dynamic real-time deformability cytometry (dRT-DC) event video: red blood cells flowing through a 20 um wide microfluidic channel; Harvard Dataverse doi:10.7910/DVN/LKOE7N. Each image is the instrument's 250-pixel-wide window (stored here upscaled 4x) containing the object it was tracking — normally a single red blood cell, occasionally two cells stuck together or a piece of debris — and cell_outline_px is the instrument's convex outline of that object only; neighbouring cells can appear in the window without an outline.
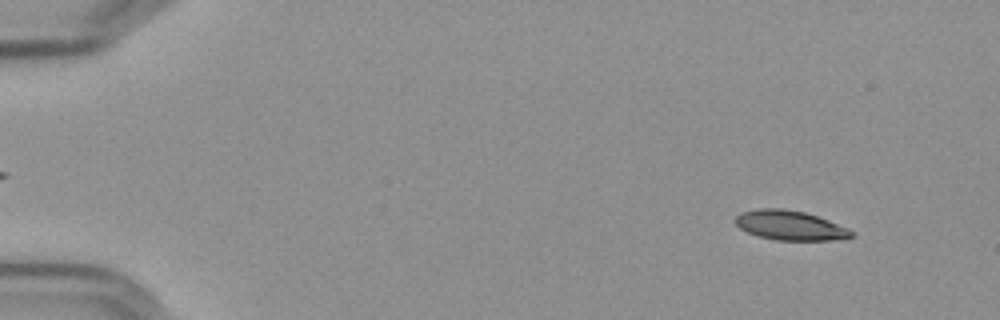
{"species": "Egyptian fruit bat (a non-hibernating species)", "species_latin": "Rousettus aegyptiacus", "temperature_condition": "cold", "stored_images_in_passage": 54, "camera_frame_rate_fps": 3000, "um_per_image_px": 0.085, "frame": {"image": 1, "passage_image": 6, "time_ms": 1.667, "image_size_px": [1000, 320], "cell_outline_px": [[852, 236], [828, 240], [776, 240], [760, 236], [748, 232], [740, 228], [736, 224], [736, 216], [744, 212], [760, 208], [784, 208], [804, 212], [828, 220], [848, 228], [852, 232]], "centroid_in_image_um": [67.13, 19.15], "position_along_channel_um": 17.9, "area_um2": 19.54}}
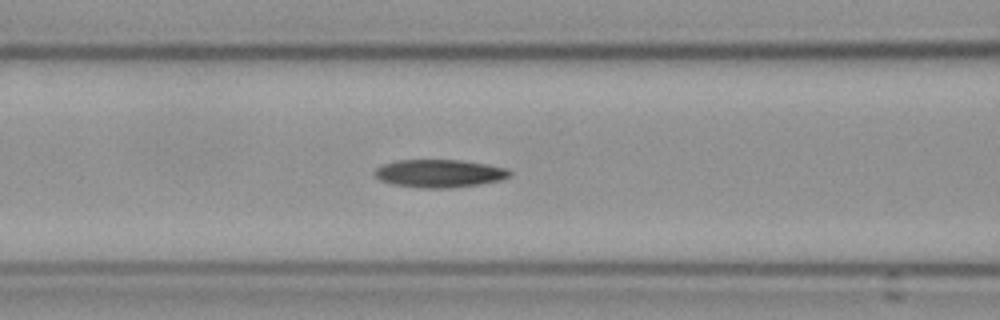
{"frame": {"image": 2, "passage_image": 25, "time_ms": 8.0, "image_size_px": [1000, 320], "cell_outline_px": [[512, 172], [508, 176], [500, 180], [476, 184], [448, 188], [420, 188], [392, 184], [380, 180], [372, 172], [380, 164], [396, 160], [460, 160], [484, 164], [504, 168]], "centroid_in_image_um": [37.25, 14.73], "position_along_channel_um": 129.4, "area_um2": 21.79}}
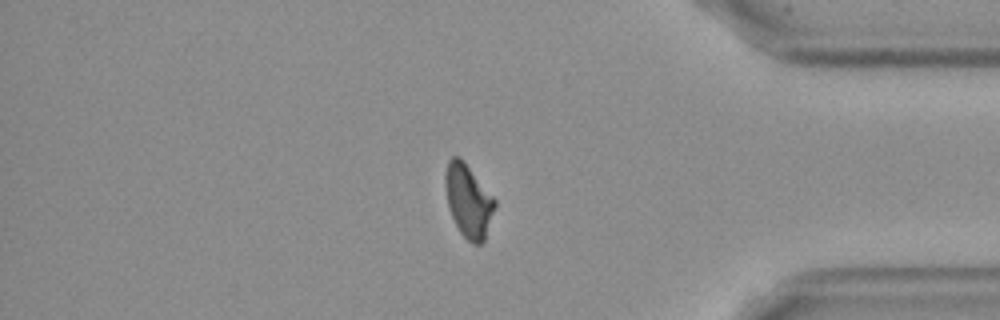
{"frame": {"image": 3, "passage_image": 49, "time_ms": 16.0, "image_size_px": [1000, 320], "cell_outline_px": [[496, 204], [484, 240], [480, 244], [472, 244], [460, 232], [448, 208], [444, 184], [444, 176], [448, 160], [452, 156], [460, 156], [496, 200]], "centroid_in_image_um": [39.79, 17.04], "position_along_channel_um": 395.4, "area_um2": 20.98}}